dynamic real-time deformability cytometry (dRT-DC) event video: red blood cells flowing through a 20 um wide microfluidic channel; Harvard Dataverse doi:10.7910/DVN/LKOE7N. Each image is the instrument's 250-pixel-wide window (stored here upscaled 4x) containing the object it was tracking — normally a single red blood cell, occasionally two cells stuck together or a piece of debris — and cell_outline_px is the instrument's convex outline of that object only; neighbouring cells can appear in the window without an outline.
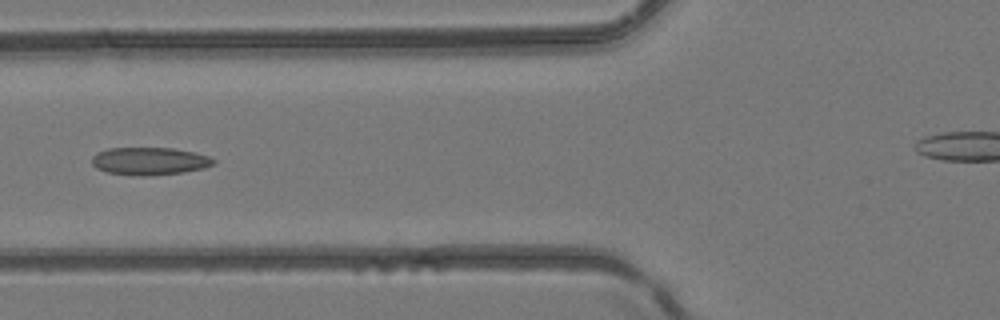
{"species": "common noctule bat (a hibernating species)", "species_latin": "Nyctalus noctula", "temperature_condition": "room temperature", "stored_images_in_passage": 5, "camera_frame_rate_fps": 3000, "um_per_image_px": 0.085, "animal": {"sex": "female", "body_mass_g": 24.6, "forearm_length_mm": 56.2}, "frame": {"image": 1, "passage_image": 5, "time_ms": 6.0, "image_size_px": [1000, 320], "cell_outline_px": [[216, 160], [212, 164], [204, 168], [184, 172], [144, 176], [132, 176], [108, 172], [96, 168], [92, 164], [92, 156], [96, 152], [108, 148], [172, 148], [192, 152], [208, 156]], "centroid_in_image_um": [12.66, 13.7], "position_along_channel_um": 113.1, "area_um2": 19.59}}